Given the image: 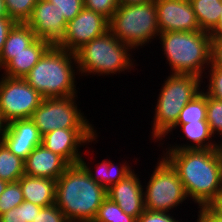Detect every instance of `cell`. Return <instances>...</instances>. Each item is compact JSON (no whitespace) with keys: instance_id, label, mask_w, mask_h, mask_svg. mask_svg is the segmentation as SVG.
I'll return each instance as SVG.
<instances>
[{"instance_id":"2","label":"cell","mask_w":222,"mask_h":222,"mask_svg":"<svg viewBox=\"0 0 222 222\" xmlns=\"http://www.w3.org/2000/svg\"><path fill=\"white\" fill-rule=\"evenodd\" d=\"M106 198L107 190L80 163L69 165L56 180L55 205L68 222H93Z\"/></svg>"},{"instance_id":"34","label":"cell","mask_w":222,"mask_h":222,"mask_svg":"<svg viewBox=\"0 0 222 222\" xmlns=\"http://www.w3.org/2000/svg\"><path fill=\"white\" fill-rule=\"evenodd\" d=\"M34 222H68L64 213L55 205L42 207Z\"/></svg>"},{"instance_id":"29","label":"cell","mask_w":222,"mask_h":222,"mask_svg":"<svg viewBox=\"0 0 222 222\" xmlns=\"http://www.w3.org/2000/svg\"><path fill=\"white\" fill-rule=\"evenodd\" d=\"M206 121L209 124L212 135L221 136L222 140V101L206 95ZM220 143L222 144V141Z\"/></svg>"},{"instance_id":"18","label":"cell","mask_w":222,"mask_h":222,"mask_svg":"<svg viewBox=\"0 0 222 222\" xmlns=\"http://www.w3.org/2000/svg\"><path fill=\"white\" fill-rule=\"evenodd\" d=\"M68 166L61 156L40 144L24 160V175L57 180Z\"/></svg>"},{"instance_id":"7","label":"cell","mask_w":222,"mask_h":222,"mask_svg":"<svg viewBox=\"0 0 222 222\" xmlns=\"http://www.w3.org/2000/svg\"><path fill=\"white\" fill-rule=\"evenodd\" d=\"M109 31L133 49L148 46L160 34L155 0L133 5H119L109 20Z\"/></svg>"},{"instance_id":"38","label":"cell","mask_w":222,"mask_h":222,"mask_svg":"<svg viewBox=\"0 0 222 222\" xmlns=\"http://www.w3.org/2000/svg\"><path fill=\"white\" fill-rule=\"evenodd\" d=\"M198 208L197 222H222V219L216 216L207 206Z\"/></svg>"},{"instance_id":"8","label":"cell","mask_w":222,"mask_h":222,"mask_svg":"<svg viewBox=\"0 0 222 222\" xmlns=\"http://www.w3.org/2000/svg\"><path fill=\"white\" fill-rule=\"evenodd\" d=\"M150 179L144 185L145 209L173 212L174 208L188 199L184 186L171 164L161 155ZM171 210V211H170Z\"/></svg>"},{"instance_id":"15","label":"cell","mask_w":222,"mask_h":222,"mask_svg":"<svg viewBox=\"0 0 222 222\" xmlns=\"http://www.w3.org/2000/svg\"><path fill=\"white\" fill-rule=\"evenodd\" d=\"M1 141L13 154L25 160L42 144V136L31 119H17L6 124Z\"/></svg>"},{"instance_id":"6","label":"cell","mask_w":222,"mask_h":222,"mask_svg":"<svg viewBox=\"0 0 222 222\" xmlns=\"http://www.w3.org/2000/svg\"><path fill=\"white\" fill-rule=\"evenodd\" d=\"M206 83L195 75L170 74L157 97L152 121V140L160 141L177 123L181 110L199 95Z\"/></svg>"},{"instance_id":"11","label":"cell","mask_w":222,"mask_h":222,"mask_svg":"<svg viewBox=\"0 0 222 222\" xmlns=\"http://www.w3.org/2000/svg\"><path fill=\"white\" fill-rule=\"evenodd\" d=\"M108 30L109 20L106 17L84 7L74 19L67 22L65 36L56 46L75 53L85 43Z\"/></svg>"},{"instance_id":"10","label":"cell","mask_w":222,"mask_h":222,"mask_svg":"<svg viewBox=\"0 0 222 222\" xmlns=\"http://www.w3.org/2000/svg\"><path fill=\"white\" fill-rule=\"evenodd\" d=\"M1 77L0 114L3 121L8 124L17 119H30L43 97L22 78Z\"/></svg>"},{"instance_id":"26","label":"cell","mask_w":222,"mask_h":222,"mask_svg":"<svg viewBox=\"0 0 222 222\" xmlns=\"http://www.w3.org/2000/svg\"><path fill=\"white\" fill-rule=\"evenodd\" d=\"M93 222H137V219L124 213L117 203L107 197L98 208Z\"/></svg>"},{"instance_id":"39","label":"cell","mask_w":222,"mask_h":222,"mask_svg":"<svg viewBox=\"0 0 222 222\" xmlns=\"http://www.w3.org/2000/svg\"><path fill=\"white\" fill-rule=\"evenodd\" d=\"M216 216L222 219V193L207 206Z\"/></svg>"},{"instance_id":"19","label":"cell","mask_w":222,"mask_h":222,"mask_svg":"<svg viewBox=\"0 0 222 222\" xmlns=\"http://www.w3.org/2000/svg\"><path fill=\"white\" fill-rule=\"evenodd\" d=\"M180 127V130L183 133V136H180L181 138H187L189 143H181L180 144H172L169 145V147H166V150H185V149H213V148H222V144L220 141H215L210 128L209 124L206 120L197 121V122H190L187 124H176L160 141L158 147L163 143L161 142L164 140V138L167 139V136L169 133H171L173 130ZM185 135V137H184ZM192 142V143H191ZM174 145V146H173Z\"/></svg>"},{"instance_id":"32","label":"cell","mask_w":222,"mask_h":222,"mask_svg":"<svg viewBox=\"0 0 222 222\" xmlns=\"http://www.w3.org/2000/svg\"><path fill=\"white\" fill-rule=\"evenodd\" d=\"M83 2L85 8L101 14L108 20H110L119 7L118 0H83Z\"/></svg>"},{"instance_id":"9","label":"cell","mask_w":222,"mask_h":222,"mask_svg":"<svg viewBox=\"0 0 222 222\" xmlns=\"http://www.w3.org/2000/svg\"><path fill=\"white\" fill-rule=\"evenodd\" d=\"M78 96L43 98L31 120L41 136L55 129H95L87 116L78 109ZM86 117V118H85Z\"/></svg>"},{"instance_id":"37","label":"cell","mask_w":222,"mask_h":222,"mask_svg":"<svg viewBox=\"0 0 222 222\" xmlns=\"http://www.w3.org/2000/svg\"><path fill=\"white\" fill-rule=\"evenodd\" d=\"M16 22L9 17H0V55L10 29Z\"/></svg>"},{"instance_id":"24","label":"cell","mask_w":222,"mask_h":222,"mask_svg":"<svg viewBox=\"0 0 222 222\" xmlns=\"http://www.w3.org/2000/svg\"><path fill=\"white\" fill-rule=\"evenodd\" d=\"M24 175V160L13 154L0 140V179L17 182Z\"/></svg>"},{"instance_id":"36","label":"cell","mask_w":222,"mask_h":222,"mask_svg":"<svg viewBox=\"0 0 222 222\" xmlns=\"http://www.w3.org/2000/svg\"><path fill=\"white\" fill-rule=\"evenodd\" d=\"M209 67L222 68V39H211Z\"/></svg>"},{"instance_id":"31","label":"cell","mask_w":222,"mask_h":222,"mask_svg":"<svg viewBox=\"0 0 222 222\" xmlns=\"http://www.w3.org/2000/svg\"><path fill=\"white\" fill-rule=\"evenodd\" d=\"M208 71L205 72V75L202 79H208V84L203 89V92L214 99L222 101V68L218 67H208ZM209 77V78H208ZM207 88V89H205ZM206 91H205V90Z\"/></svg>"},{"instance_id":"1","label":"cell","mask_w":222,"mask_h":222,"mask_svg":"<svg viewBox=\"0 0 222 222\" xmlns=\"http://www.w3.org/2000/svg\"><path fill=\"white\" fill-rule=\"evenodd\" d=\"M165 151L162 155L177 172L187 201L208 206L222 193V148Z\"/></svg>"},{"instance_id":"3","label":"cell","mask_w":222,"mask_h":222,"mask_svg":"<svg viewBox=\"0 0 222 222\" xmlns=\"http://www.w3.org/2000/svg\"><path fill=\"white\" fill-rule=\"evenodd\" d=\"M76 69L75 53L52 45L24 80L43 98L78 96L75 83L79 71Z\"/></svg>"},{"instance_id":"20","label":"cell","mask_w":222,"mask_h":222,"mask_svg":"<svg viewBox=\"0 0 222 222\" xmlns=\"http://www.w3.org/2000/svg\"><path fill=\"white\" fill-rule=\"evenodd\" d=\"M20 183L23 199L41 207L55 204L56 180L23 175Z\"/></svg>"},{"instance_id":"35","label":"cell","mask_w":222,"mask_h":222,"mask_svg":"<svg viewBox=\"0 0 222 222\" xmlns=\"http://www.w3.org/2000/svg\"><path fill=\"white\" fill-rule=\"evenodd\" d=\"M172 215L171 212L149 211L145 209L137 218V222H180Z\"/></svg>"},{"instance_id":"4","label":"cell","mask_w":222,"mask_h":222,"mask_svg":"<svg viewBox=\"0 0 222 222\" xmlns=\"http://www.w3.org/2000/svg\"><path fill=\"white\" fill-rule=\"evenodd\" d=\"M162 53L171 74L195 75L202 78L210 66L211 36L203 30L160 32ZM207 68V69H206Z\"/></svg>"},{"instance_id":"22","label":"cell","mask_w":222,"mask_h":222,"mask_svg":"<svg viewBox=\"0 0 222 222\" xmlns=\"http://www.w3.org/2000/svg\"><path fill=\"white\" fill-rule=\"evenodd\" d=\"M201 30L211 32L219 23L222 0H189Z\"/></svg>"},{"instance_id":"14","label":"cell","mask_w":222,"mask_h":222,"mask_svg":"<svg viewBox=\"0 0 222 222\" xmlns=\"http://www.w3.org/2000/svg\"><path fill=\"white\" fill-rule=\"evenodd\" d=\"M160 32L201 30L189 0H155Z\"/></svg>"},{"instance_id":"33","label":"cell","mask_w":222,"mask_h":222,"mask_svg":"<svg viewBox=\"0 0 222 222\" xmlns=\"http://www.w3.org/2000/svg\"><path fill=\"white\" fill-rule=\"evenodd\" d=\"M56 5L61 15L68 22L74 19L84 8L83 0H46Z\"/></svg>"},{"instance_id":"44","label":"cell","mask_w":222,"mask_h":222,"mask_svg":"<svg viewBox=\"0 0 222 222\" xmlns=\"http://www.w3.org/2000/svg\"><path fill=\"white\" fill-rule=\"evenodd\" d=\"M7 184L8 183L6 181H3V180L0 179V195L4 192Z\"/></svg>"},{"instance_id":"17","label":"cell","mask_w":222,"mask_h":222,"mask_svg":"<svg viewBox=\"0 0 222 222\" xmlns=\"http://www.w3.org/2000/svg\"><path fill=\"white\" fill-rule=\"evenodd\" d=\"M52 45L42 39L36 38L24 51L17 54H1L0 55V71L10 78H22L35 66L43 54Z\"/></svg>"},{"instance_id":"28","label":"cell","mask_w":222,"mask_h":222,"mask_svg":"<svg viewBox=\"0 0 222 222\" xmlns=\"http://www.w3.org/2000/svg\"><path fill=\"white\" fill-rule=\"evenodd\" d=\"M9 18L15 22L26 23L38 0H4Z\"/></svg>"},{"instance_id":"23","label":"cell","mask_w":222,"mask_h":222,"mask_svg":"<svg viewBox=\"0 0 222 222\" xmlns=\"http://www.w3.org/2000/svg\"><path fill=\"white\" fill-rule=\"evenodd\" d=\"M35 39L34 31L26 23L16 22L7 35L1 54L20 53Z\"/></svg>"},{"instance_id":"25","label":"cell","mask_w":222,"mask_h":222,"mask_svg":"<svg viewBox=\"0 0 222 222\" xmlns=\"http://www.w3.org/2000/svg\"><path fill=\"white\" fill-rule=\"evenodd\" d=\"M206 94L202 91L181 110L176 124L206 120Z\"/></svg>"},{"instance_id":"12","label":"cell","mask_w":222,"mask_h":222,"mask_svg":"<svg viewBox=\"0 0 222 222\" xmlns=\"http://www.w3.org/2000/svg\"><path fill=\"white\" fill-rule=\"evenodd\" d=\"M96 129H55L42 136V144L53 153L61 156L69 165L78 164L83 152L90 143L97 142ZM95 141V142H94ZM88 144V146H86Z\"/></svg>"},{"instance_id":"30","label":"cell","mask_w":222,"mask_h":222,"mask_svg":"<svg viewBox=\"0 0 222 222\" xmlns=\"http://www.w3.org/2000/svg\"><path fill=\"white\" fill-rule=\"evenodd\" d=\"M23 201L20 183L18 181L8 183L4 192L0 195V215L19 206Z\"/></svg>"},{"instance_id":"13","label":"cell","mask_w":222,"mask_h":222,"mask_svg":"<svg viewBox=\"0 0 222 222\" xmlns=\"http://www.w3.org/2000/svg\"><path fill=\"white\" fill-rule=\"evenodd\" d=\"M26 24L34 31L35 37L57 45L65 36L67 21L56 5L38 0Z\"/></svg>"},{"instance_id":"43","label":"cell","mask_w":222,"mask_h":222,"mask_svg":"<svg viewBox=\"0 0 222 222\" xmlns=\"http://www.w3.org/2000/svg\"><path fill=\"white\" fill-rule=\"evenodd\" d=\"M5 127H6V123L3 121L1 114H0V140H1V136L3 135V133L5 131Z\"/></svg>"},{"instance_id":"40","label":"cell","mask_w":222,"mask_h":222,"mask_svg":"<svg viewBox=\"0 0 222 222\" xmlns=\"http://www.w3.org/2000/svg\"><path fill=\"white\" fill-rule=\"evenodd\" d=\"M211 39H222V4L220 19L217 26L210 32Z\"/></svg>"},{"instance_id":"42","label":"cell","mask_w":222,"mask_h":222,"mask_svg":"<svg viewBox=\"0 0 222 222\" xmlns=\"http://www.w3.org/2000/svg\"><path fill=\"white\" fill-rule=\"evenodd\" d=\"M0 17H8L4 0H0Z\"/></svg>"},{"instance_id":"21","label":"cell","mask_w":222,"mask_h":222,"mask_svg":"<svg viewBox=\"0 0 222 222\" xmlns=\"http://www.w3.org/2000/svg\"><path fill=\"white\" fill-rule=\"evenodd\" d=\"M84 160L85 158L82 156L79 163L90 175V178L102 185L106 190L135 170L132 169L127 161H124L125 163L122 162V164L120 163L119 165H116L114 161H111L109 158L103 159L101 163H96V170L93 171V169L90 167L91 165H89V162L87 163Z\"/></svg>"},{"instance_id":"41","label":"cell","mask_w":222,"mask_h":222,"mask_svg":"<svg viewBox=\"0 0 222 222\" xmlns=\"http://www.w3.org/2000/svg\"><path fill=\"white\" fill-rule=\"evenodd\" d=\"M153 0H118L119 5H133L147 3Z\"/></svg>"},{"instance_id":"27","label":"cell","mask_w":222,"mask_h":222,"mask_svg":"<svg viewBox=\"0 0 222 222\" xmlns=\"http://www.w3.org/2000/svg\"><path fill=\"white\" fill-rule=\"evenodd\" d=\"M41 206L23 201L19 206L0 215V222H34Z\"/></svg>"},{"instance_id":"16","label":"cell","mask_w":222,"mask_h":222,"mask_svg":"<svg viewBox=\"0 0 222 222\" xmlns=\"http://www.w3.org/2000/svg\"><path fill=\"white\" fill-rule=\"evenodd\" d=\"M133 170L124 179L107 190V197L126 213L138 218L145 210L144 187Z\"/></svg>"},{"instance_id":"5","label":"cell","mask_w":222,"mask_h":222,"mask_svg":"<svg viewBox=\"0 0 222 222\" xmlns=\"http://www.w3.org/2000/svg\"><path fill=\"white\" fill-rule=\"evenodd\" d=\"M132 50L108 30L75 52L79 76H114L132 69L134 72L136 60L132 58Z\"/></svg>"}]
</instances>
